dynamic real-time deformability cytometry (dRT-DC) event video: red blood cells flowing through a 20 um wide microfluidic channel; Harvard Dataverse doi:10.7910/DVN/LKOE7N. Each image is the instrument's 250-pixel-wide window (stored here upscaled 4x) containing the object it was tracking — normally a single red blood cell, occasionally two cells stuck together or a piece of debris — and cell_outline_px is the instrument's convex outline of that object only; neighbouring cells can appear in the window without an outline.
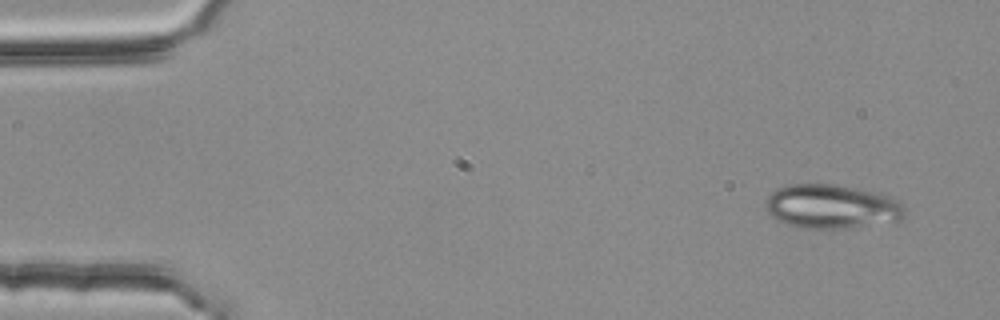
{"species": "common noctule bat (a hibernating species)", "species_latin": "Nyctalus noctula", "temperature_condition": "room temperature", "stored_images_in_passage": 2, "camera_frame_rate_fps": 3000, "um_per_image_px": 0.085, "animal": {"sex": "female", "body_mass_g": 25.1}, "frame": {"image": 1, "passage_image": 1, "time_ms": 0.0, "image_size_px": [1000, 320], "cell_outline_px": [[904, 216], [896, 224], [840, 228], [800, 228], [784, 224], [776, 220], [764, 208], [764, 200], [776, 188], [788, 184], [836, 184], [880, 192], [892, 196], [904, 204]], "centroid_in_image_um": [70.74, 17.56], "position_along_channel_um": 14.3, "area_um2": 36.88}}